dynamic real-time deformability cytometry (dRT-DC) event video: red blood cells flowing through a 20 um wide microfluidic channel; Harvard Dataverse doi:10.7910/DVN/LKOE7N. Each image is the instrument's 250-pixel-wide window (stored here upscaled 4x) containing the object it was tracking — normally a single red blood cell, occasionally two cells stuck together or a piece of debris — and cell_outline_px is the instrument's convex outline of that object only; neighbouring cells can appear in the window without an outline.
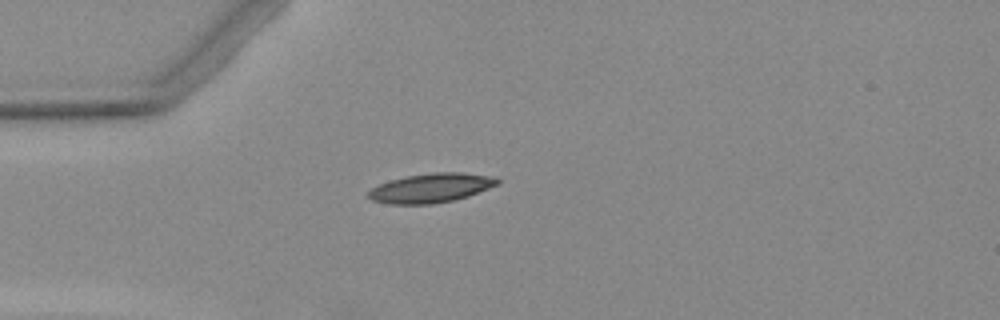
{"species": "Egyptian fruit bat (a non-hibernating species)", "species_latin": "Rousettus aegyptiacus", "temperature_condition": "warm", "stored_images_in_passage": 1, "camera_frame_rate_fps": 3000, "um_per_image_px": 0.085, "animal": {"sex": "female"}, "frame": {"image": 1, "passage_image": 1, "time_ms": 0.0, "image_size_px": [1000, 320], "cell_outline_px": [[500, 184], [468, 196], [452, 200], [432, 204], [388, 204], [372, 200], [364, 196], [372, 188], [388, 180], [408, 176], [432, 172], [464, 172], [488, 176], [500, 180]], "centroid_in_image_um": [36.6, 15.98], "position_along_channel_um": 48.4, "area_um2": 22.02}}